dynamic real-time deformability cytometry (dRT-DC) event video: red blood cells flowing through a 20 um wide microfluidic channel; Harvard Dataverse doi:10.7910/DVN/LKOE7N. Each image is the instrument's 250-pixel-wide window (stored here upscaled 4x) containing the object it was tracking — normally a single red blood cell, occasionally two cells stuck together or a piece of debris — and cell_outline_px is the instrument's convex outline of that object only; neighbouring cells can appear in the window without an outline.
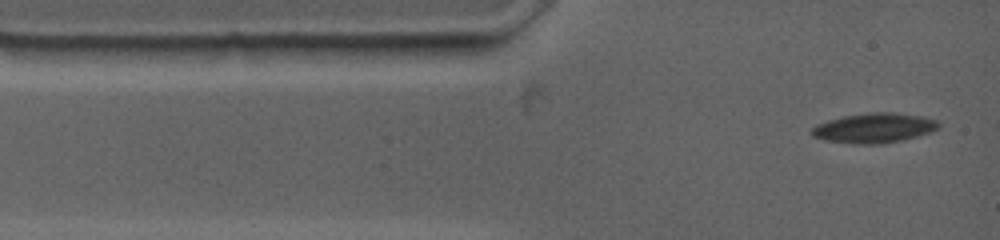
{"species": "common noctule bat (a hibernating species)", "species_latin": "Nyctalus noctula", "temperature_condition": "warm", "stored_images_in_passage": 6, "camera_frame_rate_fps": 4500, "um_per_image_px": 0.085, "animal": {"sex": "female", "body_mass_g": 19.0, "forearm_length_mm": 53.3}, "frame": {"image": 1, "passage_image": 1, "time_ms": 0.0, "image_size_px": [1000, 240], "cell_outline_px": [[940, 124], [932, 132], [900, 140], [880, 144], [852, 144], [824, 140], [812, 136], [808, 132], [816, 124], [828, 120], [844, 116], [872, 112], [896, 112], [920, 116], [936, 120]], "centroid_in_image_um": [74.24, 10.88], "position_along_channel_um": 10.8, "area_um2": 22.02}}
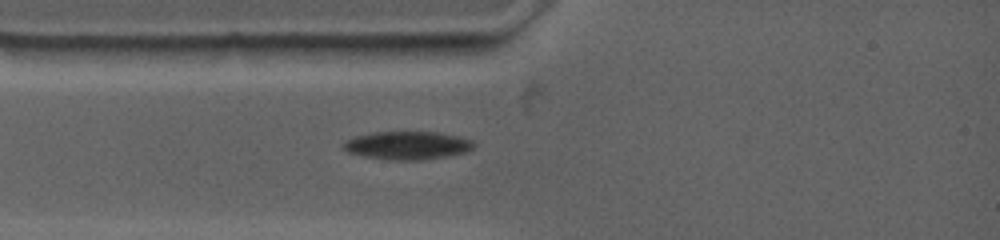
{"frame": {"image": 2, "passage_image": 4, "time_ms": 2.0, "image_size_px": [1000, 240], "cell_outline_px": [[476, 144], [472, 148], [464, 152], [444, 156], [420, 160], [396, 160], [364, 156], [348, 152], [340, 148], [340, 144], [344, 140], [352, 136], [372, 132], [440, 132], [472, 140]], "centroid_in_image_um": [34.53, 12.34], "position_along_channel_um": 50.5, "area_um2": 21.44}}
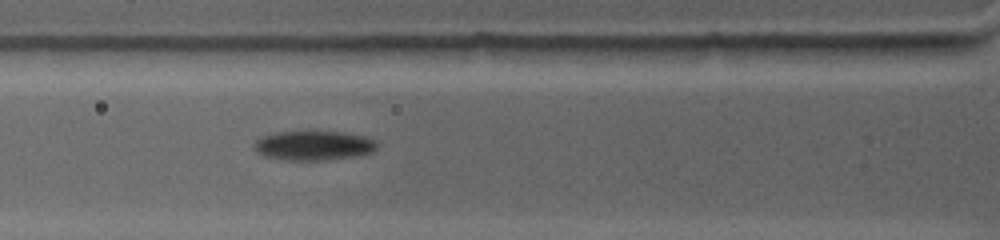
{"frame": {"image": 3, "passage_image": 6, "time_ms": 3.333, "image_size_px": [1000, 240], "cell_outline_px": [[380, 144], [372, 152], [352, 156], [316, 160], [288, 160], [264, 156], [256, 152], [252, 144], [260, 136], [272, 132], [344, 132], [364, 136], [376, 140]], "centroid_in_image_um": [26.62, 12.35], "position_along_channel_um": 99.2, "area_um2": 21.04}}